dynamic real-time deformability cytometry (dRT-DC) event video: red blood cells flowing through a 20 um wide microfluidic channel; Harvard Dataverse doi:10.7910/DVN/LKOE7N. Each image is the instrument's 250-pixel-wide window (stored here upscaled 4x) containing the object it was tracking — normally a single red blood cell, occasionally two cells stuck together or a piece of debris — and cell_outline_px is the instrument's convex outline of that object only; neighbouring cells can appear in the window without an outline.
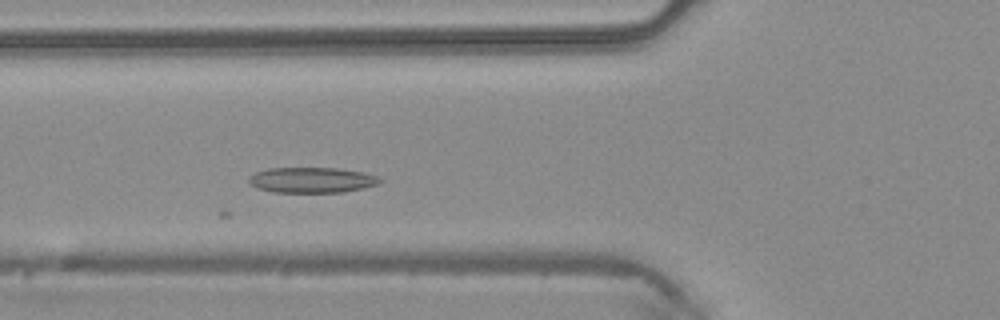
{"species": "common noctule bat (a hibernating species)", "species_latin": "Nyctalus noctula", "temperature_condition": "warm", "stored_images_in_passage": 22, "camera_frame_rate_fps": 3000, "um_per_image_px": 0.085, "animal": {"sex": "male", "body_mass_g": 20.4}, "frame": {"image": 1, "passage_image": 10, "time_ms": 3.0, "image_size_px": [1000, 320], "cell_outline_px": [[384, 180], [380, 184], [344, 192], [272, 192], [256, 188], [248, 180], [248, 176], [256, 172], [268, 168], [336, 168], [364, 172], [376, 176]], "centroid_in_image_um": [26.51, 15.3], "position_along_channel_um": 99.3, "area_um2": 19.54}}
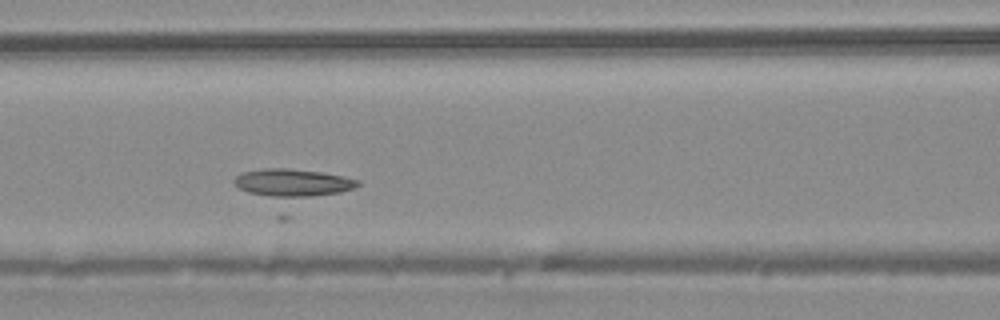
{"frame": {"image": 2, "passage_image": 13, "time_ms": 4.0, "image_size_px": [1000, 320], "cell_outline_px": [[360, 184], [352, 188], [340, 192], [288, 200], [280, 200], [248, 192], [240, 188], [232, 180], [236, 176], [244, 172], [264, 168], [284, 168], [320, 172], [344, 176], [360, 180]], "centroid_in_image_um": [24.86, 15.57], "position_along_channel_um": 141.7, "area_um2": 20.35}}